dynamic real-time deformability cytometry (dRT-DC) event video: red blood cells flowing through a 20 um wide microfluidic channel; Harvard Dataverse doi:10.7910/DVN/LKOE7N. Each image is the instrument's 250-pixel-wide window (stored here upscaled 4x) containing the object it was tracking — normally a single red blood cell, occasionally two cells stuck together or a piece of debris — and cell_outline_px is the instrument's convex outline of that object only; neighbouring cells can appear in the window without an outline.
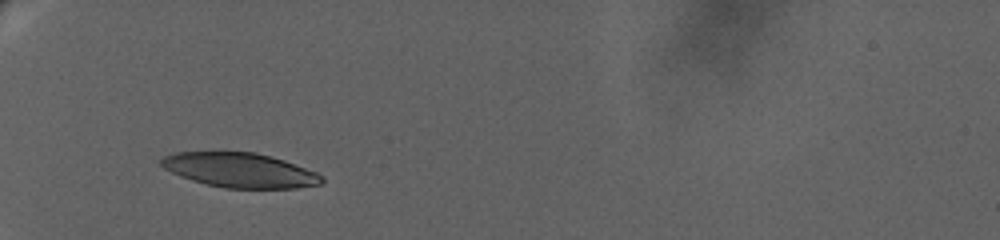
{"species": "human", "species_latin": "Homo sapiens", "temperature_condition": "warm", "stored_images_in_passage": 45, "camera_frame_rate_fps": 3000, "um_per_image_px": 0.085, "donor": {"sex": "female"}, "frame": {"image": 1, "passage_image": 1, "time_ms": 0.0, "image_size_px": [1000, 240], "cell_outline_px": [[324, 180], [320, 184], [296, 188], [224, 188], [192, 180], [180, 176], [164, 168], [160, 164], [160, 160], [164, 156], [176, 152], [256, 152], [272, 156], [284, 160], [316, 172], [324, 176]], "centroid_in_image_um": [20.4, 14.46], "position_along_channel_um": 64.6, "area_um2": 32.25}}
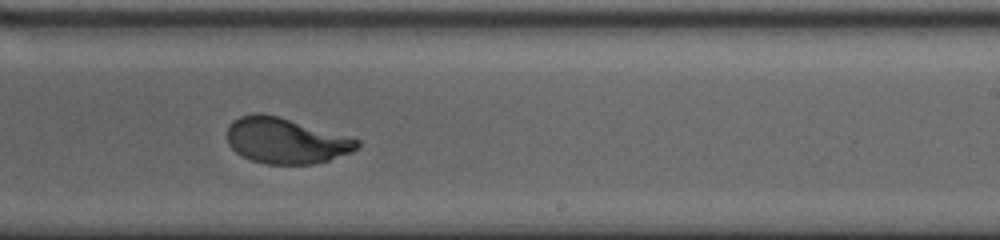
{"frame": {"image": 2, "passage_image": 25, "time_ms": 7.0, "image_size_px": [1000, 240], "cell_outline_px": [[360, 144], [352, 152], [328, 160], [312, 164], [268, 164], [252, 160], [236, 152], [228, 144], [228, 124], [232, 120], [240, 116], [256, 112], [260, 112], [280, 116], [352, 136], [360, 140]], "centroid_in_image_um": [24.32, 11.93], "position_along_channel_um": 264.7, "area_um2": 35.03}}
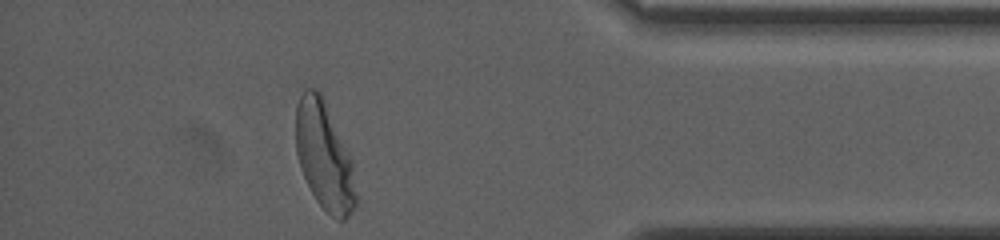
{"frame": {"image": 3, "passage_image": 45, "time_ms": 12.333, "image_size_px": [1000, 240], "cell_outline_px": [[356, 208], [344, 220], [340, 220], [332, 216], [316, 200], [300, 168], [296, 152], [296, 104], [304, 88], [316, 88], [320, 92], [324, 100], [352, 164], [356, 192]], "centroid_in_image_um": [27.53, 13.27], "position_along_channel_um": 407.7, "area_um2": 37.05}, "authors_computed_cell_mechanics": {"area_um2": 34.969, "velocity_mm_per_s": 3.1057, "shape_relaxation_time_tau1_ms": 3.8533, "shape_relaxation_time_tau2_ms": null, "deformation_change_tau1": 0.1868, "deformation_change_tau2": null}}